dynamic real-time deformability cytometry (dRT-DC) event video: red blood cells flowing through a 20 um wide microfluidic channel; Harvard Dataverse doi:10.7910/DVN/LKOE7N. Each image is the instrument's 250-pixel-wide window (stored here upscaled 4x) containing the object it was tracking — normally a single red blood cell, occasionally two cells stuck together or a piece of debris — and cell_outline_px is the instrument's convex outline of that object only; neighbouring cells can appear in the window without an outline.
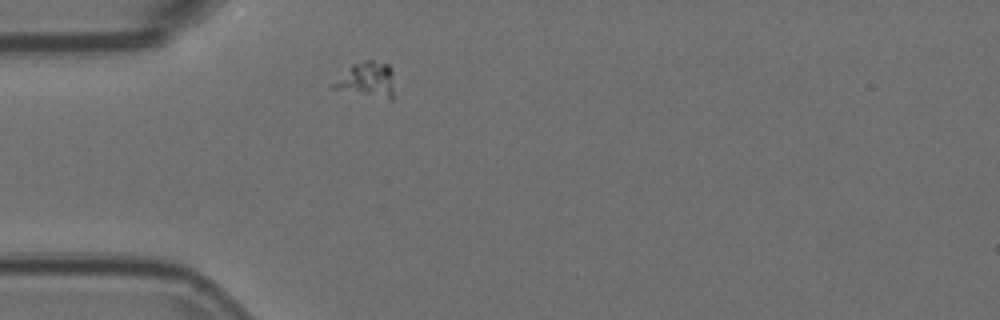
{"species": "Egyptian fruit bat (a non-hibernating species)", "species_latin": "Rousettus aegyptiacus", "temperature_condition": "room temperature", "stored_images_in_passage": 1, "camera_frame_rate_fps": 3000, "um_per_image_px": 0.085, "animal": {"sex": "female"}, "frame": {"image": 1, "passage_image": 1, "time_ms": 0.0, "image_size_px": [1000, 320], "cell_outline_px": [[392, 100], [388, 100], [328, 88], [352, 64], [368, 60], [372, 60], [388, 64], [392, 68]], "centroid_in_image_um": [31.18, 6.79], "position_along_channel_um": 53.8, "area_um2": 12.48}}